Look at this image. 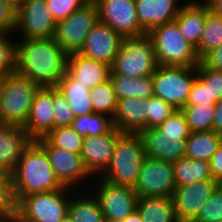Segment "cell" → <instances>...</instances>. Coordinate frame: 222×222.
<instances>
[{"instance_id":"obj_1","label":"cell","mask_w":222,"mask_h":222,"mask_svg":"<svg viewBox=\"0 0 222 222\" xmlns=\"http://www.w3.org/2000/svg\"><path fill=\"white\" fill-rule=\"evenodd\" d=\"M68 55L53 39L17 42L16 73L40 88L56 87L67 70Z\"/></svg>"},{"instance_id":"obj_2","label":"cell","mask_w":222,"mask_h":222,"mask_svg":"<svg viewBox=\"0 0 222 222\" xmlns=\"http://www.w3.org/2000/svg\"><path fill=\"white\" fill-rule=\"evenodd\" d=\"M45 150L33 140L11 174L14 206L24 197L34 193L62 189Z\"/></svg>"},{"instance_id":"obj_3","label":"cell","mask_w":222,"mask_h":222,"mask_svg":"<svg viewBox=\"0 0 222 222\" xmlns=\"http://www.w3.org/2000/svg\"><path fill=\"white\" fill-rule=\"evenodd\" d=\"M145 157L144 142L139 132H121L114 153L102 179L117 185L134 187Z\"/></svg>"},{"instance_id":"obj_4","label":"cell","mask_w":222,"mask_h":222,"mask_svg":"<svg viewBox=\"0 0 222 222\" xmlns=\"http://www.w3.org/2000/svg\"><path fill=\"white\" fill-rule=\"evenodd\" d=\"M72 188L24 196L15 206L11 216L16 222H60L68 213ZM69 194V195H68ZM69 196V197H68Z\"/></svg>"},{"instance_id":"obj_5","label":"cell","mask_w":222,"mask_h":222,"mask_svg":"<svg viewBox=\"0 0 222 222\" xmlns=\"http://www.w3.org/2000/svg\"><path fill=\"white\" fill-rule=\"evenodd\" d=\"M148 34L154 44L158 65L197 67L200 63L195 47L185 39L175 21L154 27Z\"/></svg>"},{"instance_id":"obj_6","label":"cell","mask_w":222,"mask_h":222,"mask_svg":"<svg viewBox=\"0 0 222 222\" xmlns=\"http://www.w3.org/2000/svg\"><path fill=\"white\" fill-rule=\"evenodd\" d=\"M158 64L154 44L148 33L122 39L119 52L111 65L110 75L152 76Z\"/></svg>"},{"instance_id":"obj_7","label":"cell","mask_w":222,"mask_h":222,"mask_svg":"<svg viewBox=\"0 0 222 222\" xmlns=\"http://www.w3.org/2000/svg\"><path fill=\"white\" fill-rule=\"evenodd\" d=\"M39 88L30 79L17 73L3 78L0 124L24 127L31 111L34 95Z\"/></svg>"},{"instance_id":"obj_8","label":"cell","mask_w":222,"mask_h":222,"mask_svg":"<svg viewBox=\"0 0 222 222\" xmlns=\"http://www.w3.org/2000/svg\"><path fill=\"white\" fill-rule=\"evenodd\" d=\"M197 77L196 67L160 66L152 75L154 96L181 110Z\"/></svg>"},{"instance_id":"obj_9","label":"cell","mask_w":222,"mask_h":222,"mask_svg":"<svg viewBox=\"0 0 222 222\" xmlns=\"http://www.w3.org/2000/svg\"><path fill=\"white\" fill-rule=\"evenodd\" d=\"M99 22L96 3H85L66 19L56 22L53 39L67 54L79 53L91 29Z\"/></svg>"},{"instance_id":"obj_10","label":"cell","mask_w":222,"mask_h":222,"mask_svg":"<svg viewBox=\"0 0 222 222\" xmlns=\"http://www.w3.org/2000/svg\"><path fill=\"white\" fill-rule=\"evenodd\" d=\"M175 188L173 163L145 156L133 187L137 196L172 198Z\"/></svg>"},{"instance_id":"obj_11","label":"cell","mask_w":222,"mask_h":222,"mask_svg":"<svg viewBox=\"0 0 222 222\" xmlns=\"http://www.w3.org/2000/svg\"><path fill=\"white\" fill-rule=\"evenodd\" d=\"M56 21L49 11L46 0H25L17 10L15 31L23 39H48L54 37Z\"/></svg>"},{"instance_id":"obj_12","label":"cell","mask_w":222,"mask_h":222,"mask_svg":"<svg viewBox=\"0 0 222 222\" xmlns=\"http://www.w3.org/2000/svg\"><path fill=\"white\" fill-rule=\"evenodd\" d=\"M94 192L105 222H120L136 210L138 196L133 187L113 184L101 178Z\"/></svg>"},{"instance_id":"obj_13","label":"cell","mask_w":222,"mask_h":222,"mask_svg":"<svg viewBox=\"0 0 222 222\" xmlns=\"http://www.w3.org/2000/svg\"><path fill=\"white\" fill-rule=\"evenodd\" d=\"M99 22L110 26L123 38L145 34L139 25L135 0H97Z\"/></svg>"},{"instance_id":"obj_14","label":"cell","mask_w":222,"mask_h":222,"mask_svg":"<svg viewBox=\"0 0 222 222\" xmlns=\"http://www.w3.org/2000/svg\"><path fill=\"white\" fill-rule=\"evenodd\" d=\"M35 141L47 153L54 174L63 186L74 189L73 186L78 185V183L80 185V181L83 183L86 178L92 177L85 168L80 154L51 146L43 137Z\"/></svg>"},{"instance_id":"obj_15","label":"cell","mask_w":222,"mask_h":222,"mask_svg":"<svg viewBox=\"0 0 222 222\" xmlns=\"http://www.w3.org/2000/svg\"><path fill=\"white\" fill-rule=\"evenodd\" d=\"M217 188L214 179L178 186L172 196L179 222H192Z\"/></svg>"},{"instance_id":"obj_16","label":"cell","mask_w":222,"mask_h":222,"mask_svg":"<svg viewBox=\"0 0 222 222\" xmlns=\"http://www.w3.org/2000/svg\"><path fill=\"white\" fill-rule=\"evenodd\" d=\"M145 156L175 161L185 157L186 139L190 134L161 133L157 128L142 129Z\"/></svg>"},{"instance_id":"obj_17","label":"cell","mask_w":222,"mask_h":222,"mask_svg":"<svg viewBox=\"0 0 222 222\" xmlns=\"http://www.w3.org/2000/svg\"><path fill=\"white\" fill-rule=\"evenodd\" d=\"M122 39L110 26L98 22L87 35L79 53L111 66L119 52Z\"/></svg>"},{"instance_id":"obj_18","label":"cell","mask_w":222,"mask_h":222,"mask_svg":"<svg viewBox=\"0 0 222 222\" xmlns=\"http://www.w3.org/2000/svg\"><path fill=\"white\" fill-rule=\"evenodd\" d=\"M121 133L114 127L109 133L100 136L84 138L82 151L80 153L83 164L88 172L95 177L102 173L111 161L114 153L117 136Z\"/></svg>"},{"instance_id":"obj_19","label":"cell","mask_w":222,"mask_h":222,"mask_svg":"<svg viewBox=\"0 0 222 222\" xmlns=\"http://www.w3.org/2000/svg\"><path fill=\"white\" fill-rule=\"evenodd\" d=\"M54 87L39 88L35 93L28 120L23 127L36 140L53 129Z\"/></svg>"},{"instance_id":"obj_20","label":"cell","mask_w":222,"mask_h":222,"mask_svg":"<svg viewBox=\"0 0 222 222\" xmlns=\"http://www.w3.org/2000/svg\"><path fill=\"white\" fill-rule=\"evenodd\" d=\"M180 0H135L136 15L145 33L174 21L183 5Z\"/></svg>"},{"instance_id":"obj_21","label":"cell","mask_w":222,"mask_h":222,"mask_svg":"<svg viewBox=\"0 0 222 222\" xmlns=\"http://www.w3.org/2000/svg\"><path fill=\"white\" fill-rule=\"evenodd\" d=\"M33 139L17 125L0 124V169L12 174Z\"/></svg>"},{"instance_id":"obj_22","label":"cell","mask_w":222,"mask_h":222,"mask_svg":"<svg viewBox=\"0 0 222 222\" xmlns=\"http://www.w3.org/2000/svg\"><path fill=\"white\" fill-rule=\"evenodd\" d=\"M113 122L121 132H140L142 129H148V98L117 99Z\"/></svg>"},{"instance_id":"obj_23","label":"cell","mask_w":222,"mask_h":222,"mask_svg":"<svg viewBox=\"0 0 222 222\" xmlns=\"http://www.w3.org/2000/svg\"><path fill=\"white\" fill-rule=\"evenodd\" d=\"M66 71L78 83L91 89L110 79L111 66L85 57L80 53H72L67 57Z\"/></svg>"},{"instance_id":"obj_24","label":"cell","mask_w":222,"mask_h":222,"mask_svg":"<svg viewBox=\"0 0 222 222\" xmlns=\"http://www.w3.org/2000/svg\"><path fill=\"white\" fill-rule=\"evenodd\" d=\"M192 0L182 5L175 18L180 32L195 48L198 46L204 29L206 12L210 9L208 3Z\"/></svg>"},{"instance_id":"obj_25","label":"cell","mask_w":222,"mask_h":222,"mask_svg":"<svg viewBox=\"0 0 222 222\" xmlns=\"http://www.w3.org/2000/svg\"><path fill=\"white\" fill-rule=\"evenodd\" d=\"M55 88L67 99L75 117L94 114L90 89L78 83L67 71Z\"/></svg>"},{"instance_id":"obj_26","label":"cell","mask_w":222,"mask_h":222,"mask_svg":"<svg viewBox=\"0 0 222 222\" xmlns=\"http://www.w3.org/2000/svg\"><path fill=\"white\" fill-rule=\"evenodd\" d=\"M136 209L142 222H179L172 198L138 197Z\"/></svg>"},{"instance_id":"obj_27","label":"cell","mask_w":222,"mask_h":222,"mask_svg":"<svg viewBox=\"0 0 222 222\" xmlns=\"http://www.w3.org/2000/svg\"><path fill=\"white\" fill-rule=\"evenodd\" d=\"M222 142V134L211 131L191 132L186 139L185 157L209 162Z\"/></svg>"},{"instance_id":"obj_28","label":"cell","mask_w":222,"mask_h":222,"mask_svg":"<svg viewBox=\"0 0 222 222\" xmlns=\"http://www.w3.org/2000/svg\"><path fill=\"white\" fill-rule=\"evenodd\" d=\"M115 95L121 98H150L154 96L152 76L130 77L110 75Z\"/></svg>"},{"instance_id":"obj_29","label":"cell","mask_w":222,"mask_h":222,"mask_svg":"<svg viewBox=\"0 0 222 222\" xmlns=\"http://www.w3.org/2000/svg\"><path fill=\"white\" fill-rule=\"evenodd\" d=\"M172 163L176 187L213 179L210 165L207 161L183 157Z\"/></svg>"},{"instance_id":"obj_30","label":"cell","mask_w":222,"mask_h":222,"mask_svg":"<svg viewBox=\"0 0 222 222\" xmlns=\"http://www.w3.org/2000/svg\"><path fill=\"white\" fill-rule=\"evenodd\" d=\"M222 45V16L211 9L206 12L204 29L198 46L195 48L196 55L201 61L212 50Z\"/></svg>"},{"instance_id":"obj_31","label":"cell","mask_w":222,"mask_h":222,"mask_svg":"<svg viewBox=\"0 0 222 222\" xmlns=\"http://www.w3.org/2000/svg\"><path fill=\"white\" fill-rule=\"evenodd\" d=\"M88 195V196H87ZM87 195L74 198L71 196L68 205V213L73 222H105L99 202L95 195Z\"/></svg>"},{"instance_id":"obj_32","label":"cell","mask_w":222,"mask_h":222,"mask_svg":"<svg viewBox=\"0 0 222 222\" xmlns=\"http://www.w3.org/2000/svg\"><path fill=\"white\" fill-rule=\"evenodd\" d=\"M71 127L84 137H95L109 133L115 125L113 118L104 114L94 113L76 116L71 123Z\"/></svg>"},{"instance_id":"obj_33","label":"cell","mask_w":222,"mask_h":222,"mask_svg":"<svg viewBox=\"0 0 222 222\" xmlns=\"http://www.w3.org/2000/svg\"><path fill=\"white\" fill-rule=\"evenodd\" d=\"M43 138L51 146L80 154L85 137L80 135L71 126H62L52 129Z\"/></svg>"},{"instance_id":"obj_34","label":"cell","mask_w":222,"mask_h":222,"mask_svg":"<svg viewBox=\"0 0 222 222\" xmlns=\"http://www.w3.org/2000/svg\"><path fill=\"white\" fill-rule=\"evenodd\" d=\"M94 113L113 118L117 108V97L111 80H107L90 89Z\"/></svg>"},{"instance_id":"obj_35","label":"cell","mask_w":222,"mask_h":222,"mask_svg":"<svg viewBox=\"0 0 222 222\" xmlns=\"http://www.w3.org/2000/svg\"><path fill=\"white\" fill-rule=\"evenodd\" d=\"M181 111L191 132L213 130L215 105H185Z\"/></svg>"},{"instance_id":"obj_36","label":"cell","mask_w":222,"mask_h":222,"mask_svg":"<svg viewBox=\"0 0 222 222\" xmlns=\"http://www.w3.org/2000/svg\"><path fill=\"white\" fill-rule=\"evenodd\" d=\"M10 35L0 33V79L16 73L17 42H12Z\"/></svg>"},{"instance_id":"obj_37","label":"cell","mask_w":222,"mask_h":222,"mask_svg":"<svg viewBox=\"0 0 222 222\" xmlns=\"http://www.w3.org/2000/svg\"><path fill=\"white\" fill-rule=\"evenodd\" d=\"M197 78L208 88L216 102L222 99V70L208 67L202 60L196 67Z\"/></svg>"},{"instance_id":"obj_38","label":"cell","mask_w":222,"mask_h":222,"mask_svg":"<svg viewBox=\"0 0 222 222\" xmlns=\"http://www.w3.org/2000/svg\"><path fill=\"white\" fill-rule=\"evenodd\" d=\"M175 111L176 109L171 104L159 97L148 98V129L158 127Z\"/></svg>"},{"instance_id":"obj_39","label":"cell","mask_w":222,"mask_h":222,"mask_svg":"<svg viewBox=\"0 0 222 222\" xmlns=\"http://www.w3.org/2000/svg\"><path fill=\"white\" fill-rule=\"evenodd\" d=\"M75 114L67 99L54 87L53 129L71 126Z\"/></svg>"},{"instance_id":"obj_40","label":"cell","mask_w":222,"mask_h":222,"mask_svg":"<svg viewBox=\"0 0 222 222\" xmlns=\"http://www.w3.org/2000/svg\"><path fill=\"white\" fill-rule=\"evenodd\" d=\"M222 219V193L215 189L192 222H219Z\"/></svg>"},{"instance_id":"obj_41","label":"cell","mask_w":222,"mask_h":222,"mask_svg":"<svg viewBox=\"0 0 222 222\" xmlns=\"http://www.w3.org/2000/svg\"><path fill=\"white\" fill-rule=\"evenodd\" d=\"M85 3L84 0H46L47 7L56 22L66 19Z\"/></svg>"},{"instance_id":"obj_42","label":"cell","mask_w":222,"mask_h":222,"mask_svg":"<svg viewBox=\"0 0 222 222\" xmlns=\"http://www.w3.org/2000/svg\"><path fill=\"white\" fill-rule=\"evenodd\" d=\"M13 209L11 174L4 169H0V215H11Z\"/></svg>"},{"instance_id":"obj_43","label":"cell","mask_w":222,"mask_h":222,"mask_svg":"<svg viewBox=\"0 0 222 222\" xmlns=\"http://www.w3.org/2000/svg\"><path fill=\"white\" fill-rule=\"evenodd\" d=\"M161 133L190 134L189 125L181 110H176L161 125L156 127Z\"/></svg>"},{"instance_id":"obj_44","label":"cell","mask_w":222,"mask_h":222,"mask_svg":"<svg viewBox=\"0 0 222 222\" xmlns=\"http://www.w3.org/2000/svg\"><path fill=\"white\" fill-rule=\"evenodd\" d=\"M216 101L211 98L208 88L196 77L194 80L186 105H215Z\"/></svg>"},{"instance_id":"obj_45","label":"cell","mask_w":222,"mask_h":222,"mask_svg":"<svg viewBox=\"0 0 222 222\" xmlns=\"http://www.w3.org/2000/svg\"><path fill=\"white\" fill-rule=\"evenodd\" d=\"M16 24L17 10L0 1V33H15Z\"/></svg>"},{"instance_id":"obj_46","label":"cell","mask_w":222,"mask_h":222,"mask_svg":"<svg viewBox=\"0 0 222 222\" xmlns=\"http://www.w3.org/2000/svg\"><path fill=\"white\" fill-rule=\"evenodd\" d=\"M211 175L214 180H218L222 177V142L217 148V151L211 157L209 161Z\"/></svg>"},{"instance_id":"obj_47","label":"cell","mask_w":222,"mask_h":222,"mask_svg":"<svg viewBox=\"0 0 222 222\" xmlns=\"http://www.w3.org/2000/svg\"><path fill=\"white\" fill-rule=\"evenodd\" d=\"M202 61L210 68L222 70V45L212 50Z\"/></svg>"},{"instance_id":"obj_48","label":"cell","mask_w":222,"mask_h":222,"mask_svg":"<svg viewBox=\"0 0 222 222\" xmlns=\"http://www.w3.org/2000/svg\"><path fill=\"white\" fill-rule=\"evenodd\" d=\"M215 108L213 131L222 134V99L216 102Z\"/></svg>"},{"instance_id":"obj_49","label":"cell","mask_w":222,"mask_h":222,"mask_svg":"<svg viewBox=\"0 0 222 222\" xmlns=\"http://www.w3.org/2000/svg\"><path fill=\"white\" fill-rule=\"evenodd\" d=\"M208 6L213 12L222 16V0H210Z\"/></svg>"},{"instance_id":"obj_50","label":"cell","mask_w":222,"mask_h":222,"mask_svg":"<svg viewBox=\"0 0 222 222\" xmlns=\"http://www.w3.org/2000/svg\"><path fill=\"white\" fill-rule=\"evenodd\" d=\"M120 222H142V218L136 209L130 215H128L123 221Z\"/></svg>"},{"instance_id":"obj_51","label":"cell","mask_w":222,"mask_h":222,"mask_svg":"<svg viewBox=\"0 0 222 222\" xmlns=\"http://www.w3.org/2000/svg\"><path fill=\"white\" fill-rule=\"evenodd\" d=\"M18 10L25 0H0Z\"/></svg>"},{"instance_id":"obj_52","label":"cell","mask_w":222,"mask_h":222,"mask_svg":"<svg viewBox=\"0 0 222 222\" xmlns=\"http://www.w3.org/2000/svg\"><path fill=\"white\" fill-rule=\"evenodd\" d=\"M0 222H16L11 215H0Z\"/></svg>"},{"instance_id":"obj_53","label":"cell","mask_w":222,"mask_h":222,"mask_svg":"<svg viewBox=\"0 0 222 222\" xmlns=\"http://www.w3.org/2000/svg\"><path fill=\"white\" fill-rule=\"evenodd\" d=\"M60 222H73L72 217L69 215V213H67Z\"/></svg>"},{"instance_id":"obj_54","label":"cell","mask_w":222,"mask_h":222,"mask_svg":"<svg viewBox=\"0 0 222 222\" xmlns=\"http://www.w3.org/2000/svg\"><path fill=\"white\" fill-rule=\"evenodd\" d=\"M217 188L222 193V177L217 180Z\"/></svg>"},{"instance_id":"obj_55","label":"cell","mask_w":222,"mask_h":222,"mask_svg":"<svg viewBox=\"0 0 222 222\" xmlns=\"http://www.w3.org/2000/svg\"><path fill=\"white\" fill-rule=\"evenodd\" d=\"M2 89H3V78L0 79V101H1V97H2Z\"/></svg>"},{"instance_id":"obj_56","label":"cell","mask_w":222,"mask_h":222,"mask_svg":"<svg viewBox=\"0 0 222 222\" xmlns=\"http://www.w3.org/2000/svg\"><path fill=\"white\" fill-rule=\"evenodd\" d=\"M86 3H95L97 0H84Z\"/></svg>"},{"instance_id":"obj_57","label":"cell","mask_w":222,"mask_h":222,"mask_svg":"<svg viewBox=\"0 0 222 222\" xmlns=\"http://www.w3.org/2000/svg\"><path fill=\"white\" fill-rule=\"evenodd\" d=\"M210 0H203L202 3H208Z\"/></svg>"}]
</instances>
